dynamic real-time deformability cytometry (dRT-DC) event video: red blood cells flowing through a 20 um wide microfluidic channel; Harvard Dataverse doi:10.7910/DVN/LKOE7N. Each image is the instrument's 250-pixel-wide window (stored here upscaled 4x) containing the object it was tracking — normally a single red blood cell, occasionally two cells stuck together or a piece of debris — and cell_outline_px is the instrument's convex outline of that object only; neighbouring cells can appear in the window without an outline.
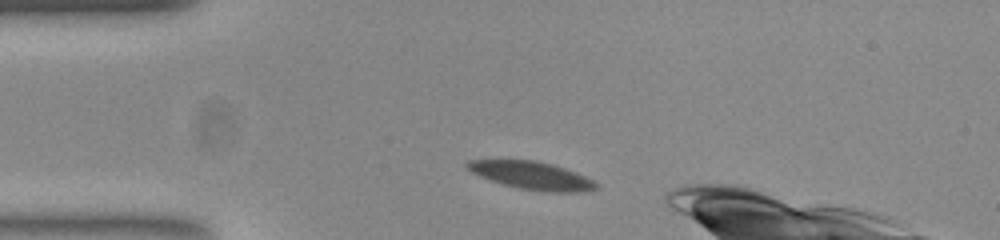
{"species": "common noctule bat (a hibernating species)", "species_latin": "Nyctalus noctula", "temperature_condition": "room temperature", "stored_images_in_passage": 48, "camera_frame_rate_fps": 3000, "um_per_image_px": 0.085, "animal": {"sex": "female", "body_mass_g": 23.0, "forearm_length_mm": 53.4}, "frame": {"image": 1, "passage_image": 4, "time_ms": 1.0, "image_size_px": [1000, 240], "cell_outline_px": [[600, 188], [580, 192], [548, 192], [520, 188], [504, 184], [480, 176], [464, 168], [464, 164], [468, 160], [536, 160], [552, 164], [576, 172], [600, 184]], "centroid_in_image_um": [45.21, 14.91], "position_along_channel_um": 39.8, "area_um2": 20.87}}
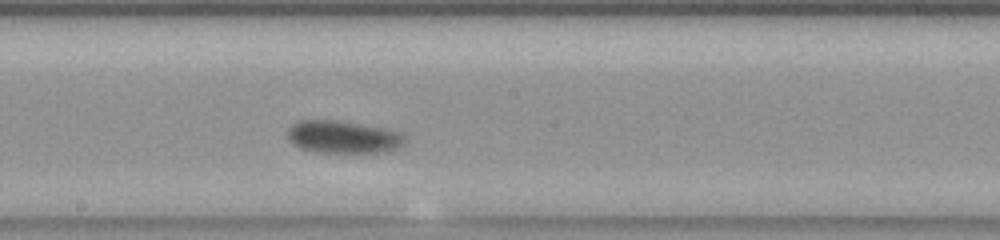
{"frame": {"image": 2, "passage_image": 21, "time_ms": 6.667, "image_size_px": [1000, 240], "cell_outline_px": [[404, 144], [388, 152], [320, 152], [300, 148], [288, 136], [288, 128], [300, 120], [336, 120], [384, 128], [400, 132], [404, 136]], "centroid_in_image_um": [29.2, 11.64], "position_along_channel_um": 219.0, "area_um2": 21.91}}
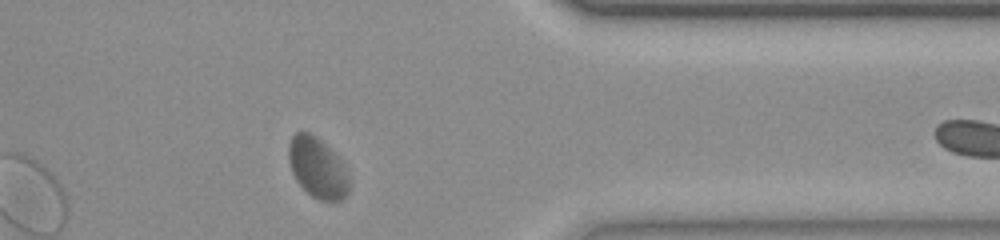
{"frame": {"image": 3, "passage_image": 36, "time_ms": 11.667, "image_size_px": [1000, 240], "cell_outline_px": [[348, 192], [340, 200], [332, 204], [320, 200], [312, 196], [296, 180], [292, 172], [288, 160], [288, 144], [292, 136], [296, 132], [308, 132], [316, 136], [340, 160], [348, 176]], "centroid_in_image_um": [26.96, 14.28], "position_along_channel_um": 384.4, "area_um2": 21.1}, "authors_computed_cell_mechanics": {"area_um2": 21.9062, "velocity_mm_per_s": 3.6353, "shape_relaxation_time_tau1_ms": 1.832, "shape_relaxation_time_tau2_ms": 1.5997, "deformation_change_tau1": 0.1026, "deformation_change_tau2": 0.0426}}